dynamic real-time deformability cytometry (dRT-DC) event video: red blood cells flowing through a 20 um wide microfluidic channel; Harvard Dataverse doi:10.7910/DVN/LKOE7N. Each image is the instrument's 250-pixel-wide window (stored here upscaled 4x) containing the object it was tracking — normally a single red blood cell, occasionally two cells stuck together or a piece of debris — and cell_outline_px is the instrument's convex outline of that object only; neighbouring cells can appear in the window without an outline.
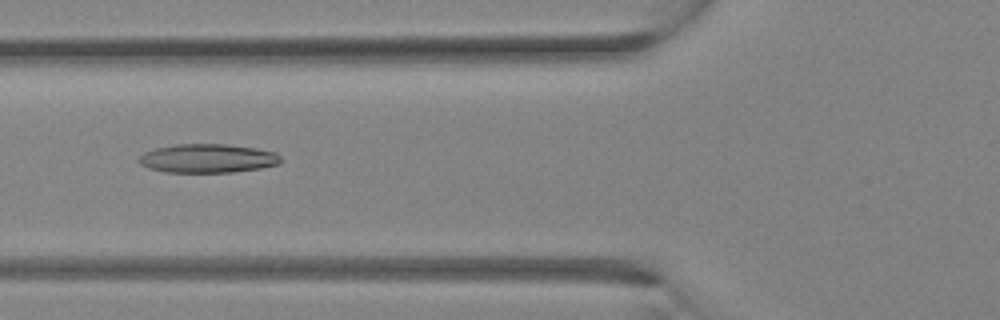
{"species": "Egyptian fruit bat (a non-hibernating species)", "species_latin": "Rousettus aegyptiacus", "temperature_condition": "room temperature", "stored_images_in_passage": 32, "camera_frame_rate_fps": 3000, "um_per_image_px": 0.085, "animal": {"sex": "female"}, "frame": {"image": 1, "passage_image": 12, "time_ms": 3.667, "image_size_px": [1000, 320], "cell_outline_px": [[284, 160], [280, 164], [260, 168], [232, 172], [164, 172], [148, 168], [140, 164], [136, 160], [144, 152], [156, 148], [176, 144], [228, 144], [256, 148], [276, 152]], "centroid_in_image_um": [17.66, 13.46], "position_along_channel_um": 108.1, "area_um2": 24.04}}
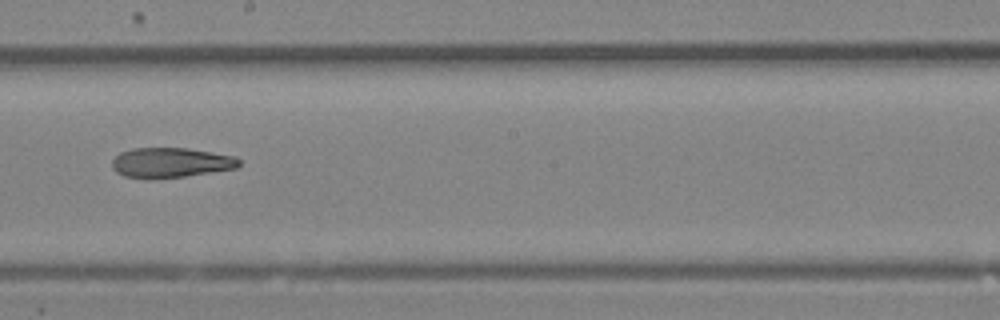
{"frame": {"image": 2, "passage_image": 18, "time_ms": 5.667, "image_size_px": [1000, 320], "cell_outline_px": [[240, 164], [236, 168], [184, 176], [156, 180], [152, 180], [124, 176], [116, 172], [112, 168], [112, 160], [120, 152], [132, 148], [188, 148], [236, 156], [240, 160]], "centroid_in_image_um": [14.48, 13.83], "position_along_channel_um": 233.7, "area_um2": 22.43}}
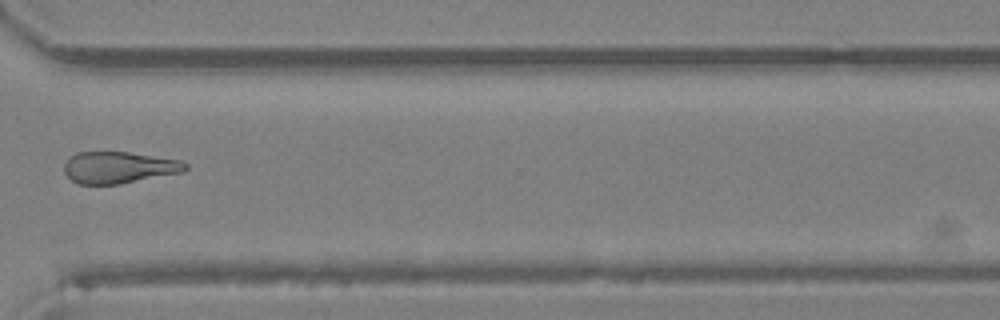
{"frame": {"image": 3, "passage_image": 24, "time_ms": 7.667, "image_size_px": [1000, 320], "cell_outline_px": [[188, 168], [184, 172], [120, 184], [76, 184], [64, 172], [64, 164], [76, 152], [128, 152], [180, 160], [188, 164]], "centroid_in_image_um": [10.12, 14.24], "position_along_channel_um": 360.5, "area_um2": 22.37}}